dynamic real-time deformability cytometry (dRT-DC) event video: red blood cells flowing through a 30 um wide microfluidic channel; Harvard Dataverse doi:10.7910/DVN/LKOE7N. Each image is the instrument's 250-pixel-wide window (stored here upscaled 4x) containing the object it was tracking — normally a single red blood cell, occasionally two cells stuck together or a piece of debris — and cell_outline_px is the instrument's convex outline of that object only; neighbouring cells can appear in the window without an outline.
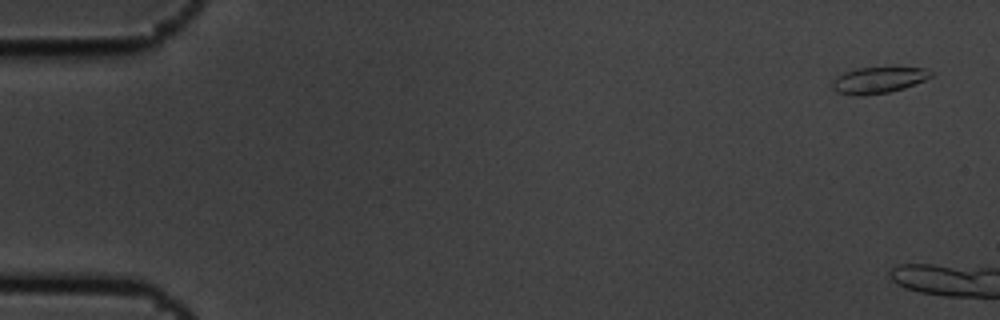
{"species": "common noctule bat (a hibernating species)", "species_latin": "Nyctalus noctula", "temperature_condition": "cold", "stored_images_in_passage": 3, "camera_frame_rate_fps": 3000, "um_per_image_px": 0.085, "animal": {"sex": "male", "body_mass_g": 19.5, "forearm_length_mm": 54.6}, "frame": {"image": 1, "passage_image": 1, "time_ms": 0.0, "image_size_px": [1000, 320], "cell_outline_px": [[932, 76], [924, 80], [904, 88], [888, 92], [864, 96], [852, 96], [836, 92], [832, 88], [832, 80], [844, 72], [856, 68], [924, 68], [932, 72]], "centroid_in_image_um": [74.6, 6.83], "position_along_channel_um": 10.4, "area_um2": 15.03}}